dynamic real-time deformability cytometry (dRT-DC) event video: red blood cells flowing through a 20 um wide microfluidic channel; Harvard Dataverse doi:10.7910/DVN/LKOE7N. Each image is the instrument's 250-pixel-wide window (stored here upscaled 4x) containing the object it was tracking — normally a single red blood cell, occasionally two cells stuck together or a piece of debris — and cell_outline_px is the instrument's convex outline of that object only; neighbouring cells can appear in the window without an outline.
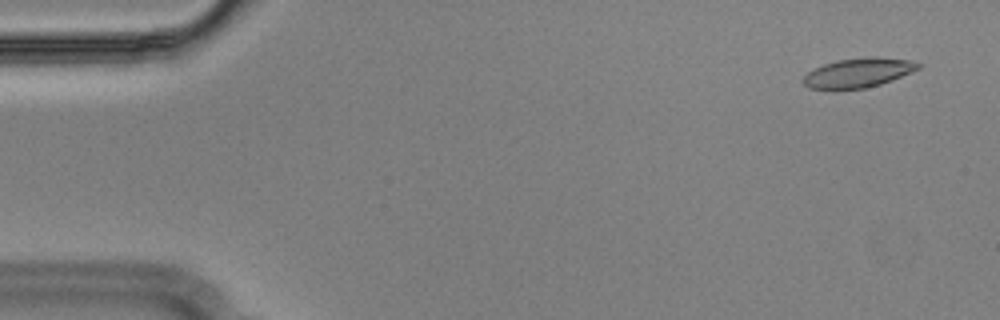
{"species": "Egyptian fruit bat (a non-hibernating species)", "species_latin": "Rousettus aegyptiacus", "temperature_condition": "cold", "stored_images_in_passage": 55, "camera_frame_rate_fps": 3000, "um_per_image_px": 0.085, "animal": {"sex": "male"}, "frame": {"image": 1, "passage_image": 3, "time_ms": 0.667, "image_size_px": [1000, 320], "cell_outline_px": [[920, 68], [892, 80], [880, 84], [864, 88], [832, 92], [808, 88], [800, 80], [808, 72], [824, 64], [836, 60], [872, 56], [876, 56], [908, 60], [920, 64]], "centroid_in_image_um": [72.86, 6.22], "position_along_channel_um": 12.1, "area_um2": 20.17}}
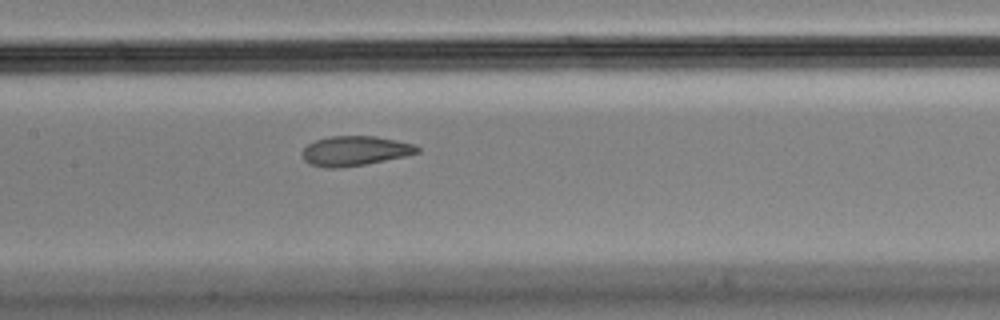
{"frame": {"image": 2, "passage_image": 26, "time_ms": 8.333, "image_size_px": [1000, 320], "cell_outline_px": [[420, 152], [404, 156], [364, 164], [340, 168], [328, 168], [308, 164], [304, 160], [300, 152], [308, 144], [316, 140], [328, 136], [376, 136], [416, 144], [420, 148]], "centroid_in_image_um": [30.14, 12.82], "position_along_channel_um": 177.3, "area_um2": 20.0}}
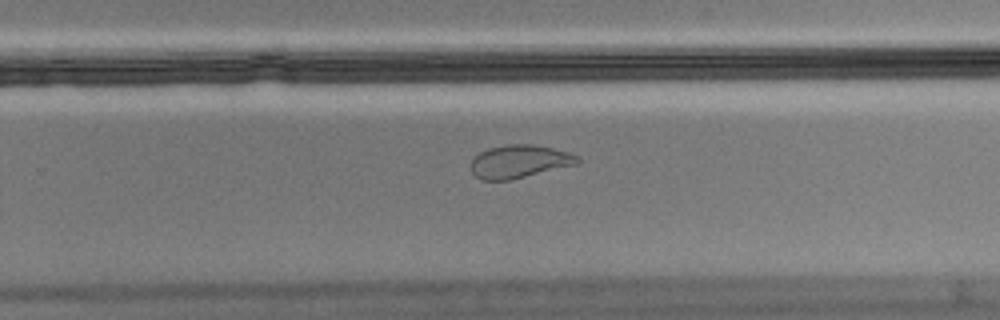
{"frame": {"image": 3, "passage_image": 35, "time_ms": 11.333, "image_size_px": [1000, 320], "cell_outline_px": [[580, 160], [576, 164], [508, 180], [480, 180], [472, 172], [472, 160], [480, 152], [488, 148], [508, 144], [532, 144], [552, 148], [568, 152], [580, 156]], "centroid_in_image_um": [44.14, 13.71], "position_along_channel_um": 285.7, "area_um2": 20.23}, "authors_computed_cell_mechanics": {"area_um2": 20.6924, "velocity_mm_per_s": 3.6321, "shape_relaxation_time_tau1_ms": null, "shape_relaxation_time_tau2_ms": 1.1485, "deformation_change_tau1": null, "deformation_change_tau2": 0.0599}}